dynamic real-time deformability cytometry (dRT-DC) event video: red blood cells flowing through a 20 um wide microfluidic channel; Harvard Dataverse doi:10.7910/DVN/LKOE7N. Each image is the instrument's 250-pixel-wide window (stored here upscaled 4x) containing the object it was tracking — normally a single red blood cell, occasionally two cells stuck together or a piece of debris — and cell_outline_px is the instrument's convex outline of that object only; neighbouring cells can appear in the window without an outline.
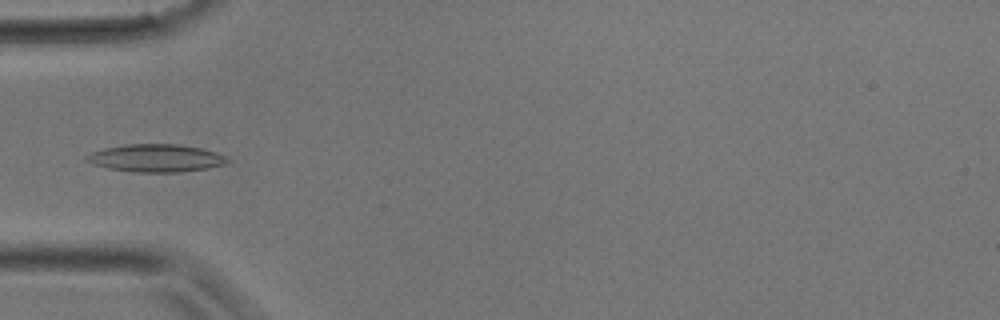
{"species": "common noctule bat (a hibernating species)", "species_latin": "Nyctalus noctula", "temperature_condition": "room temperature", "stored_images_in_passage": 28, "camera_frame_rate_fps": 3000, "um_per_image_px": 0.085, "animal": {"sex": "male", "body_mass_g": 17.9}, "frame": {"image": 1, "passage_image": 7, "time_ms": 2.0, "image_size_px": [1000, 320], "cell_outline_px": [[232, 160], [224, 164], [208, 168], [180, 172], [132, 172], [108, 168], [92, 164], [84, 156], [92, 152], [104, 148], [124, 144], [176, 144], [200, 148], [216, 152]], "centroid_in_image_um": [13.25, 13.44], "position_along_channel_um": 71.7, "area_um2": 22.72}}
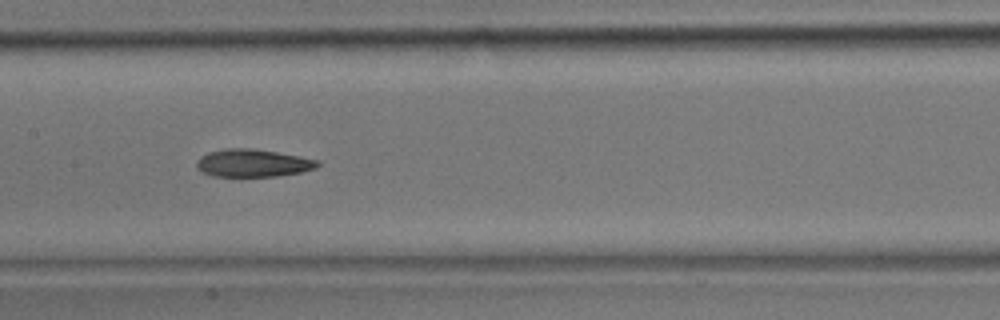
{"frame": {"image": 2, "passage_image": 13, "time_ms": 4.0, "image_size_px": [1000, 320], "cell_outline_px": [[320, 164], [316, 168], [300, 172], [276, 176], [212, 176], [204, 172], [196, 164], [196, 160], [200, 156], [208, 152], [228, 148], [252, 148], [300, 156], [320, 160]], "centroid_in_image_um": [21.52, 13.85], "position_along_channel_um": 185.9, "area_um2": 19.42}}
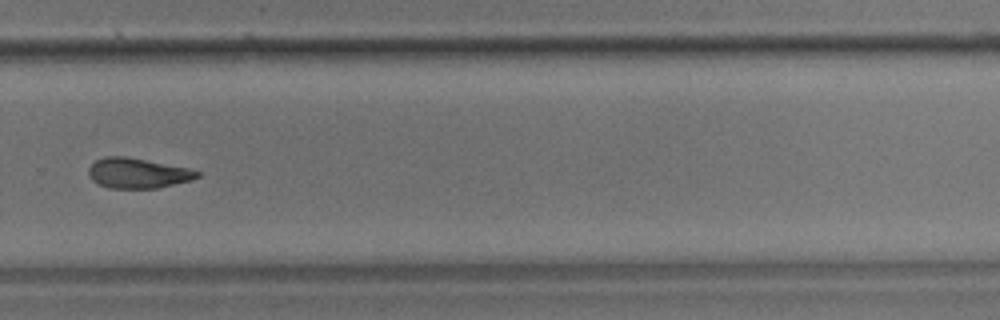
{"frame": {"image": 3, "passage_image": 20, "time_ms": 6.333, "image_size_px": [1000, 320], "cell_outline_px": [[200, 176], [192, 180], [156, 188], [108, 188], [92, 180], [88, 176], [88, 168], [96, 160], [104, 156], [124, 156], [188, 168], [200, 172]], "centroid_in_image_um": [11.68, 14.72], "position_along_channel_um": 318.1, "area_um2": 18.96}}